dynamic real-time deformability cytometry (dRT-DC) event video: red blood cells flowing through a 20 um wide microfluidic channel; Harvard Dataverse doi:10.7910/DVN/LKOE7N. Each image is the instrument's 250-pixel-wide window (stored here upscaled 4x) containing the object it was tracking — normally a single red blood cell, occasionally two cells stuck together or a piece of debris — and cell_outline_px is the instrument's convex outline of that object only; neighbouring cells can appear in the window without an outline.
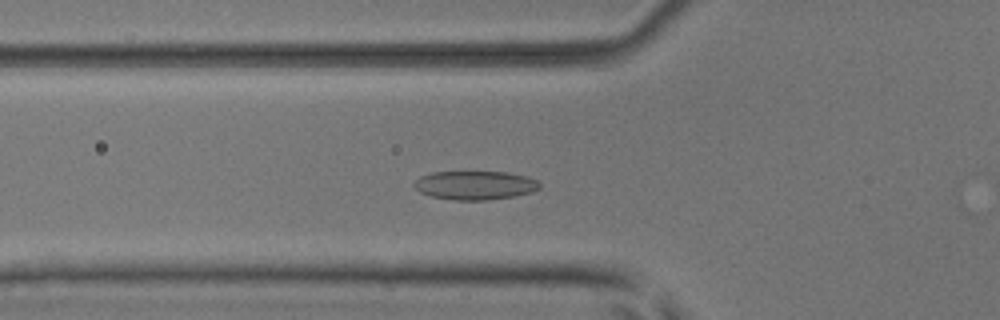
{"species": "common noctule bat (a hibernating species)", "species_latin": "Nyctalus noctula", "temperature_condition": "room temperature", "stored_images_in_passage": 51, "camera_frame_rate_fps": 3000, "um_per_image_px": 0.085, "animal": {"sex": "male", "body_mass_g": 17.9, "forearm_length_mm": 54.2}, "frame": {"image": 1, "passage_image": 17, "time_ms": 5.333, "image_size_px": [1000, 320], "cell_outline_px": [[540, 188], [532, 192], [512, 196], [488, 200], [452, 200], [432, 196], [420, 192], [412, 184], [420, 176], [432, 172], [508, 172], [528, 176], [536, 180], [540, 184]], "centroid_in_image_um": [40.38, 15.74], "position_along_channel_um": 85.4, "area_um2": 21.04}}
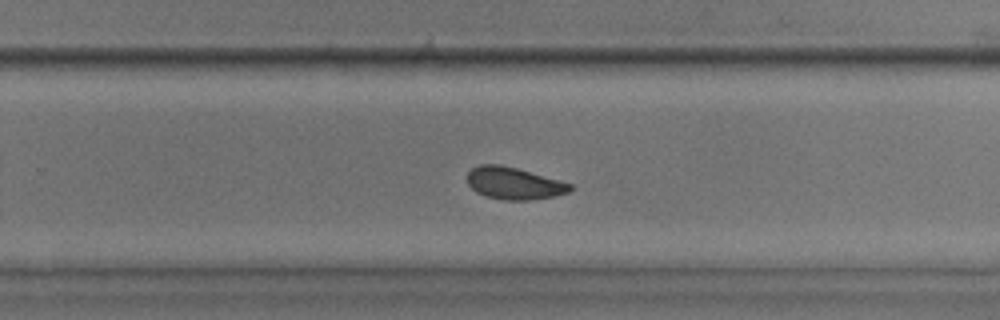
{"frame": {"image": 2, "passage_image": 32, "time_ms": 10.333, "image_size_px": [1000, 320], "cell_outline_px": [[572, 188], [568, 192], [552, 196], [532, 200], [504, 200], [484, 196], [476, 192], [468, 184], [468, 172], [472, 168], [480, 164], [500, 164], [516, 168], [572, 184]], "centroid_in_image_um": [43.64, 15.58], "position_along_channel_um": 286.2, "area_um2": 19.07}}
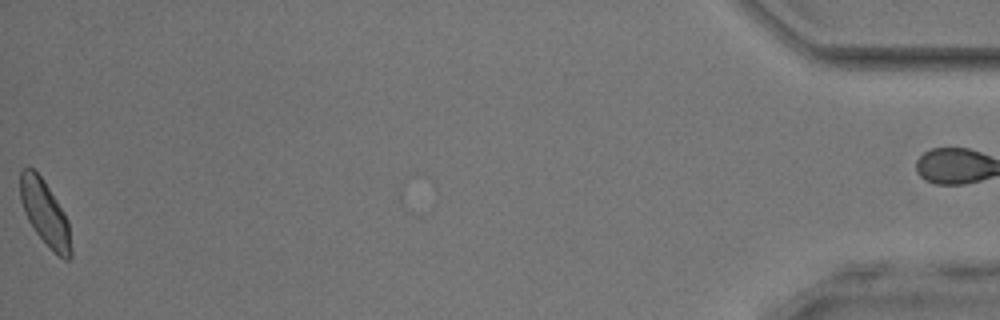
{"frame": {"image": 3, "passage_image": 50, "time_ms": 16.333, "image_size_px": [1000, 320], "cell_outline_px": [[72, 256], [68, 260], [64, 260], [36, 232], [28, 220], [20, 200], [20, 172], [28, 164], [44, 180], [64, 212], [68, 220], [72, 248]], "centroid_in_image_um": [3.83, 18.07], "position_along_channel_um": 431.4, "area_um2": 19.02}}